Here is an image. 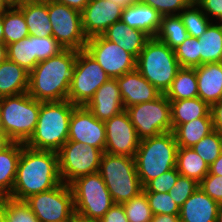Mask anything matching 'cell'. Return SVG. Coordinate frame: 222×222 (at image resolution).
I'll return each mask as SVG.
<instances>
[{"mask_svg":"<svg viewBox=\"0 0 222 222\" xmlns=\"http://www.w3.org/2000/svg\"><path fill=\"white\" fill-rule=\"evenodd\" d=\"M56 1L72 9H75L80 13L83 11L85 6L90 2V0H56Z\"/></svg>","mask_w":222,"mask_h":222,"instance_id":"48","label":"cell"},{"mask_svg":"<svg viewBox=\"0 0 222 222\" xmlns=\"http://www.w3.org/2000/svg\"><path fill=\"white\" fill-rule=\"evenodd\" d=\"M219 203L200 187L180 207L181 222H216Z\"/></svg>","mask_w":222,"mask_h":222,"instance_id":"21","label":"cell"},{"mask_svg":"<svg viewBox=\"0 0 222 222\" xmlns=\"http://www.w3.org/2000/svg\"><path fill=\"white\" fill-rule=\"evenodd\" d=\"M155 37L175 50L186 40L188 32L179 15L162 16L160 28Z\"/></svg>","mask_w":222,"mask_h":222,"instance_id":"33","label":"cell"},{"mask_svg":"<svg viewBox=\"0 0 222 222\" xmlns=\"http://www.w3.org/2000/svg\"><path fill=\"white\" fill-rule=\"evenodd\" d=\"M199 6L208 18H216L222 23V0H203Z\"/></svg>","mask_w":222,"mask_h":222,"instance_id":"45","label":"cell"},{"mask_svg":"<svg viewBox=\"0 0 222 222\" xmlns=\"http://www.w3.org/2000/svg\"><path fill=\"white\" fill-rule=\"evenodd\" d=\"M25 202L39 222H72L75 217L73 194L65 183L32 195Z\"/></svg>","mask_w":222,"mask_h":222,"instance_id":"12","label":"cell"},{"mask_svg":"<svg viewBox=\"0 0 222 222\" xmlns=\"http://www.w3.org/2000/svg\"><path fill=\"white\" fill-rule=\"evenodd\" d=\"M180 68L175 51L151 37L136 60V70L161 94L170 88Z\"/></svg>","mask_w":222,"mask_h":222,"instance_id":"6","label":"cell"},{"mask_svg":"<svg viewBox=\"0 0 222 222\" xmlns=\"http://www.w3.org/2000/svg\"><path fill=\"white\" fill-rule=\"evenodd\" d=\"M9 8L11 7L4 0H0V12H4Z\"/></svg>","mask_w":222,"mask_h":222,"instance_id":"56","label":"cell"},{"mask_svg":"<svg viewBox=\"0 0 222 222\" xmlns=\"http://www.w3.org/2000/svg\"><path fill=\"white\" fill-rule=\"evenodd\" d=\"M153 215L169 214L179 215L180 207L172 200L169 192H145Z\"/></svg>","mask_w":222,"mask_h":222,"instance_id":"40","label":"cell"},{"mask_svg":"<svg viewBox=\"0 0 222 222\" xmlns=\"http://www.w3.org/2000/svg\"><path fill=\"white\" fill-rule=\"evenodd\" d=\"M0 213L5 222H39L29 205L23 200L1 198Z\"/></svg>","mask_w":222,"mask_h":222,"instance_id":"35","label":"cell"},{"mask_svg":"<svg viewBox=\"0 0 222 222\" xmlns=\"http://www.w3.org/2000/svg\"><path fill=\"white\" fill-rule=\"evenodd\" d=\"M14 141L0 128V152L10 147Z\"/></svg>","mask_w":222,"mask_h":222,"instance_id":"51","label":"cell"},{"mask_svg":"<svg viewBox=\"0 0 222 222\" xmlns=\"http://www.w3.org/2000/svg\"><path fill=\"white\" fill-rule=\"evenodd\" d=\"M0 42L4 43L3 12H0Z\"/></svg>","mask_w":222,"mask_h":222,"instance_id":"55","label":"cell"},{"mask_svg":"<svg viewBox=\"0 0 222 222\" xmlns=\"http://www.w3.org/2000/svg\"><path fill=\"white\" fill-rule=\"evenodd\" d=\"M211 115L214 130H217L222 134V100L211 106Z\"/></svg>","mask_w":222,"mask_h":222,"instance_id":"47","label":"cell"},{"mask_svg":"<svg viewBox=\"0 0 222 222\" xmlns=\"http://www.w3.org/2000/svg\"><path fill=\"white\" fill-rule=\"evenodd\" d=\"M41 101L28 92L0 98L1 129L14 141L26 143L34 133Z\"/></svg>","mask_w":222,"mask_h":222,"instance_id":"5","label":"cell"},{"mask_svg":"<svg viewBox=\"0 0 222 222\" xmlns=\"http://www.w3.org/2000/svg\"><path fill=\"white\" fill-rule=\"evenodd\" d=\"M123 9L111 0H90L81 12L87 38L102 35L112 24L121 21Z\"/></svg>","mask_w":222,"mask_h":222,"instance_id":"18","label":"cell"},{"mask_svg":"<svg viewBox=\"0 0 222 222\" xmlns=\"http://www.w3.org/2000/svg\"><path fill=\"white\" fill-rule=\"evenodd\" d=\"M161 17L155 9L139 0L123 9L121 21L133 29L155 37L160 28Z\"/></svg>","mask_w":222,"mask_h":222,"instance_id":"23","label":"cell"},{"mask_svg":"<svg viewBox=\"0 0 222 222\" xmlns=\"http://www.w3.org/2000/svg\"><path fill=\"white\" fill-rule=\"evenodd\" d=\"M191 148L210 166L221 154L222 134L214 130Z\"/></svg>","mask_w":222,"mask_h":222,"instance_id":"37","label":"cell"},{"mask_svg":"<svg viewBox=\"0 0 222 222\" xmlns=\"http://www.w3.org/2000/svg\"><path fill=\"white\" fill-rule=\"evenodd\" d=\"M108 79L106 72L85 49L77 51L67 100L76 106H85Z\"/></svg>","mask_w":222,"mask_h":222,"instance_id":"10","label":"cell"},{"mask_svg":"<svg viewBox=\"0 0 222 222\" xmlns=\"http://www.w3.org/2000/svg\"><path fill=\"white\" fill-rule=\"evenodd\" d=\"M111 1L117 3L120 6L125 8V7H127L129 5H132V4L136 3L139 0H111Z\"/></svg>","mask_w":222,"mask_h":222,"instance_id":"53","label":"cell"},{"mask_svg":"<svg viewBox=\"0 0 222 222\" xmlns=\"http://www.w3.org/2000/svg\"><path fill=\"white\" fill-rule=\"evenodd\" d=\"M180 173L177 171L176 167L162 173L160 176L149 181L144 187V192H169L174 186Z\"/></svg>","mask_w":222,"mask_h":222,"instance_id":"42","label":"cell"},{"mask_svg":"<svg viewBox=\"0 0 222 222\" xmlns=\"http://www.w3.org/2000/svg\"><path fill=\"white\" fill-rule=\"evenodd\" d=\"M76 57V50L65 49L59 55L40 61L29 73L28 94L41 102L66 100Z\"/></svg>","mask_w":222,"mask_h":222,"instance_id":"2","label":"cell"},{"mask_svg":"<svg viewBox=\"0 0 222 222\" xmlns=\"http://www.w3.org/2000/svg\"><path fill=\"white\" fill-rule=\"evenodd\" d=\"M177 149L173 131L140 140L135 164L142 187L176 167Z\"/></svg>","mask_w":222,"mask_h":222,"instance_id":"4","label":"cell"},{"mask_svg":"<svg viewBox=\"0 0 222 222\" xmlns=\"http://www.w3.org/2000/svg\"><path fill=\"white\" fill-rule=\"evenodd\" d=\"M198 188L199 183L196 180L179 175L169 194L172 200L181 207Z\"/></svg>","mask_w":222,"mask_h":222,"instance_id":"41","label":"cell"},{"mask_svg":"<svg viewBox=\"0 0 222 222\" xmlns=\"http://www.w3.org/2000/svg\"><path fill=\"white\" fill-rule=\"evenodd\" d=\"M102 36L105 39L118 44V46L132 54L136 59L151 38L145 32L133 29L122 21L112 24Z\"/></svg>","mask_w":222,"mask_h":222,"instance_id":"24","label":"cell"},{"mask_svg":"<svg viewBox=\"0 0 222 222\" xmlns=\"http://www.w3.org/2000/svg\"><path fill=\"white\" fill-rule=\"evenodd\" d=\"M144 4L151 6L161 16L179 15L185 9L188 0H140ZM177 12V13H176Z\"/></svg>","mask_w":222,"mask_h":222,"instance_id":"43","label":"cell"},{"mask_svg":"<svg viewBox=\"0 0 222 222\" xmlns=\"http://www.w3.org/2000/svg\"><path fill=\"white\" fill-rule=\"evenodd\" d=\"M52 37L64 49L83 50L88 41L82 27L81 13L56 0H47Z\"/></svg>","mask_w":222,"mask_h":222,"instance_id":"13","label":"cell"},{"mask_svg":"<svg viewBox=\"0 0 222 222\" xmlns=\"http://www.w3.org/2000/svg\"><path fill=\"white\" fill-rule=\"evenodd\" d=\"M76 107L67 99L42 102L34 133L25 145L36 150L58 152L68 141L69 121Z\"/></svg>","mask_w":222,"mask_h":222,"instance_id":"3","label":"cell"},{"mask_svg":"<svg viewBox=\"0 0 222 222\" xmlns=\"http://www.w3.org/2000/svg\"><path fill=\"white\" fill-rule=\"evenodd\" d=\"M68 141L91 145L104 152L106 145L104 121L97 119L85 106H77L70 117Z\"/></svg>","mask_w":222,"mask_h":222,"instance_id":"17","label":"cell"},{"mask_svg":"<svg viewBox=\"0 0 222 222\" xmlns=\"http://www.w3.org/2000/svg\"><path fill=\"white\" fill-rule=\"evenodd\" d=\"M25 18L29 35L45 38L52 36L47 1H25L17 7Z\"/></svg>","mask_w":222,"mask_h":222,"instance_id":"25","label":"cell"},{"mask_svg":"<svg viewBox=\"0 0 222 222\" xmlns=\"http://www.w3.org/2000/svg\"><path fill=\"white\" fill-rule=\"evenodd\" d=\"M176 169L180 175L200 183L208 174L209 165L192 148L178 147Z\"/></svg>","mask_w":222,"mask_h":222,"instance_id":"32","label":"cell"},{"mask_svg":"<svg viewBox=\"0 0 222 222\" xmlns=\"http://www.w3.org/2000/svg\"><path fill=\"white\" fill-rule=\"evenodd\" d=\"M198 97L210 107L222 100V64L205 63L195 67Z\"/></svg>","mask_w":222,"mask_h":222,"instance_id":"22","label":"cell"},{"mask_svg":"<svg viewBox=\"0 0 222 222\" xmlns=\"http://www.w3.org/2000/svg\"><path fill=\"white\" fill-rule=\"evenodd\" d=\"M122 205L129 222H151L153 213L144 191Z\"/></svg>","mask_w":222,"mask_h":222,"instance_id":"38","label":"cell"},{"mask_svg":"<svg viewBox=\"0 0 222 222\" xmlns=\"http://www.w3.org/2000/svg\"><path fill=\"white\" fill-rule=\"evenodd\" d=\"M75 215L99 221L114 205V201L99 172L81 176L70 184Z\"/></svg>","mask_w":222,"mask_h":222,"instance_id":"8","label":"cell"},{"mask_svg":"<svg viewBox=\"0 0 222 222\" xmlns=\"http://www.w3.org/2000/svg\"><path fill=\"white\" fill-rule=\"evenodd\" d=\"M7 59V45L0 42V63Z\"/></svg>","mask_w":222,"mask_h":222,"instance_id":"52","label":"cell"},{"mask_svg":"<svg viewBox=\"0 0 222 222\" xmlns=\"http://www.w3.org/2000/svg\"><path fill=\"white\" fill-rule=\"evenodd\" d=\"M219 23V24H217ZM222 60V23L209 24L199 38V66L205 63L221 62Z\"/></svg>","mask_w":222,"mask_h":222,"instance_id":"29","label":"cell"},{"mask_svg":"<svg viewBox=\"0 0 222 222\" xmlns=\"http://www.w3.org/2000/svg\"><path fill=\"white\" fill-rule=\"evenodd\" d=\"M24 143L14 142L0 152V199L10 197L16 178L17 164Z\"/></svg>","mask_w":222,"mask_h":222,"instance_id":"28","label":"cell"},{"mask_svg":"<svg viewBox=\"0 0 222 222\" xmlns=\"http://www.w3.org/2000/svg\"><path fill=\"white\" fill-rule=\"evenodd\" d=\"M199 187L213 200L222 203V176L207 174L199 183Z\"/></svg>","mask_w":222,"mask_h":222,"instance_id":"44","label":"cell"},{"mask_svg":"<svg viewBox=\"0 0 222 222\" xmlns=\"http://www.w3.org/2000/svg\"><path fill=\"white\" fill-rule=\"evenodd\" d=\"M85 50L97 61L109 78H117L136 69V58L102 35L88 38Z\"/></svg>","mask_w":222,"mask_h":222,"instance_id":"14","label":"cell"},{"mask_svg":"<svg viewBox=\"0 0 222 222\" xmlns=\"http://www.w3.org/2000/svg\"><path fill=\"white\" fill-rule=\"evenodd\" d=\"M173 131L180 125L200 117H212L211 107L199 97L170 101Z\"/></svg>","mask_w":222,"mask_h":222,"instance_id":"27","label":"cell"},{"mask_svg":"<svg viewBox=\"0 0 222 222\" xmlns=\"http://www.w3.org/2000/svg\"><path fill=\"white\" fill-rule=\"evenodd\" d=\"M208 174L222 176V151L220 156L209 166Z\"/></svg>","mask_w":222,"mask_h":222,"instance_id":"50","label":"cell"},{"mask_svg":"<svg viewBox=\"0 0 222 222\" xmlns=\"http://www.w3.org/2000/svg\"><path fill=\"white\" fill-rule=\"evenodd\" d=\"M59 173L63 183L99 171L102 150L81 142L67 141L57 152Z\"/></svg>","mask_w":222,"mask_h":222,"instance_id":"11","label":"cell"},{"mask_svg":"<svg viewBox=\"0 0 222 222\" xmlns=\"http://www.w3.org/2000/svg\"><path fill=\"white\" fill-rule=\"evenodd\" d=\"M98 172L116 204H123L143 191L135 158L104 152Z\"/></svg>","mask_w":222,"mask_h":222,"instance_id":"7","label":"cell"},{"mask_svg":"<svg viewBox=\"0 0 222 222\" xmlns=\"http://www.w3.org/2000/svg\"><path fill=\"white\" fill-rule=\"evenodd\" d=\"M3 30L6 45L29 36L23 13L17 7H11L3 12Z\"/></svg>","mask_w":222,"mask_h":222,"instance_id":"34","label":"cell"},{"mask_svg":"<svg viewBox=\"0 0 222 222\" xmlns=\"http://www.w3.org/2000/svg\"><path fill=\"white\" fill-rule=\"evenodd\" d=\"M174 51L180 67L199 66V38L188 36Z\"/></svg>","mask_w":222,"mask_h":222,"instance_id":"39","label":"cell"},{"mask_svg":"<svg viewBox=\"0 0 222 222\" xmlns=\"http://www.w3.org/2000/svg\"><path fill=\"white\" fill-rule=\"evenodd\" d=\"M85 107L99 120L106 121L124 110L116 78L108 79Z\"/></svg>","mask_w":222,"mask_h":222,"instance_id":"20","label":"cell"},{"mask_svg":"<svg viewBox=\"0 0 222 222\" xmlns=\"http://www.w3.org/2000/svg\"><path fill=\"white\" fill-rule=\"evenodd\" d=\"M140 139L173 131L171 104L165 94L125 109Z\"/></svg>","mask_w":222,"mask_h":222,"instance_id":"9","label":"cell"},{"mask_svg":"<svg viewBox=\"0 0 222 222\" xmlns=\"http://www.w3.org/2000/svg\"><path fill=\"white\" fill-rule=\"evenodd\" d=\"M165 96L169 101L198 97V82L195 68L180 67Z\"/></svg>","mask_w":222,"mask_h":222,"instance_id":"31","label":"cell"},{"mask_svg":"<svg viewBox=\"0 0 222 222\" xmlns=\"http://www.w3.org/2000/svg\"><path fill=\"white\" fill-rule=\"evenodd\" d=\"M61 183L58 153L32 149L24 144L10 198L25 201L28 197L51 190Z\"/></svg>","mask_w":222,"mask_h":222,"instance_id":"1","label":"cell"},{"mask_svg":"<svg viewBox=\"0 0 222 222\" xmlns=\"http://www.w3.org/2000/svg\"><path fill=\"white\" fill-rule=\"evenodd\" d=\"M99 222H129L122 204L114 205L104 214Z\"/></svg>","mask_w":222,"mask_h":222,"instance_id":"46","label":"cell"},{"mask_svg":"<svg viewBox=\"0 0 222 222\" xmlns=\"http://www.w3.org/2000/svg\"><path fill=\"white\" fill-rule=\"evenodd\" d=\"M10 7H19L21 6L26 0H4Z\"/></svg>","mask_w":222,"mask_h":222,"instance_id":"54","label":"cell"},{"mask_svg":"<svg viewBox=\"0 0 222 222\" xmlns=\"http://www.w3.org/2000/svg\"><path fill=\"white\" fill-rule=\"evenodd\" d=\"M64 50L52 36L38 38L29 35L7 45V59L30 73L40 61L59 55Z\"/></svg>","mask_w":222,"mask_h":222,"instance_id":"15","label":"cell"},{"mask_svg":"<svg viewBox=\"0 0 222 222\" xmlns=\"http://www.w3.org/2000/svg\"><path fill=\"white\" fill-rule=\"evenodd\" d=\"M116 81L124 110L136 104L153 101L161 95L136 69L117 77Z\"/></svg>","mask_w":222,"mask_h":222,"instance_id":"19","label":"cell"},{"mask_svg":"<svg viewBox=\"0 0 222 222\" xmlns=\"http://www.w3.org/2000/svg\"><path fill=\"white\" fill-rule=\"evenodd\" d=\"M28 1H47V0H28Z\"/></svg>","mask_w":222,"mask_h":222,"instance_id":"60","label":"cell"},{"mask_svg":"<svg viewBox=\"0 0 222 222\" xmlns=\"http://www.w3.org/2000/svg\"><path fill=\"white\" fill-rule=\"evenodd\" d=\"M203 0H188L191 5H199Z\"/></svg>","mask_w":222,"mask_h":222,"instance_id":"59","label":"cell"},{"mask_svg":"<svg viewBox=\"0 0 222 222\" xmlns=\"http://www.w3.org/2000/svg\"><path fill=\"white\" fill-rule=\"evenodd\" d=\"M179 16L188 32V36L194 38H200L213 21L203 13L199 5L189 4L180 12Z\"/></svg>","mask_w":222,"mask_h":222,"instance_id":"36","label":"cell"},{"mask_svg":"<svg viewBox=\"0 0 222 222\" xmlns=\"http://www.w3.org/2000/svg\"><path fill=\"white\" fill-rule=\"evenodd\" d=\"M214 131L212 117H200L180 124L174 131L178 147L191 148Z\"/></svg>","mask_w":222,"mask_h":222,"instance_id":"30","label":"cell"},{"mask_svg":"<svg viewBox=\"0 0 222 222\" xmlns=\"http://www.w3.org/2000/svg\"><path fill=\"white\" fill-rule=\"evenodd\" d=\"M216 222H222V203L219 204Z\"/></svg>","mask_w":222,"mask_h":222,"instance_id":"57","label":"cell"},{"mask_svg":"<svg viewBox=\"0 0 222 222\" xmlns=\"http://www.w3.org/2000/svg\"><path fill=\"white\" fill-rule=\"evenodd\" d=\"M72 222H99V221L86 220V219L80 218V217L75 215Z\"/></svg>","mask_w":222,"mask_h":222,"instance_id":"58","label":"cell"},{"mask_svg":"<svg viewBox=\"0 0 222 222\" xmlns=\"http://www.w3.org/2000/svg\"><path fill=\"white\" fill-rule=\"evenodd\" d=\"M29 72L6 59L0 63V98L28 92Z\"/></svg>","mask_w":222,"mask_h":222,"instance_id":"26","label":"cell"},{"mask_svg":"<svg viewBox=\"0 0 222 222\" xmlns=\"http://www.w3.org/2000/svg\"><path fill=\"white\" fill-rule=\"evenodd\" d=\"M104 124L106 134L104 152L135 158L141 139L138 137L128 113L123 110L120 114L104 121Z\"/></svg>","mask_w":222,"mask_h":222,"instance_id":"16","label":"cell"},{"mask_svg":"<svg viewBox=\"0 0 222 222\" xmlns=\"http://www.w3.org/2000/svg\"><path fill=\"white\" fill-rule=\"evenodd\" d=\"M151 222H181L179 215L159 214L153 215Z\"/></svg>","mask_w":222,"mask_h":222,"instance_id":"49","label":"cell"}]
</instances>
